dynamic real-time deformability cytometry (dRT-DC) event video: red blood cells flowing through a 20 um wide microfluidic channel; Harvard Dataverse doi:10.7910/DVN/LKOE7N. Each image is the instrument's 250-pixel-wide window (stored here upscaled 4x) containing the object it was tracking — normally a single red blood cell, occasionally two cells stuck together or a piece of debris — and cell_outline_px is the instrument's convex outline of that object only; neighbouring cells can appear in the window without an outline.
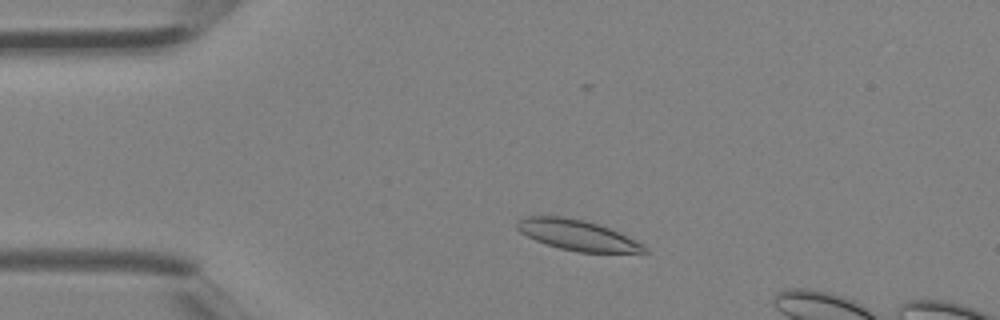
{"species": "Egyptian fruit bat (a non-hibernating species)", "species_latin": "Rousettus aegyptiacus", "temperature_condition": "room temperature", "stored_images_in_passage": 3, "camera_frame_rate_fps": 3000, "um_per_image_px": 0.085, "animal": {"sex": "female"}, "frame": {"image": 1, "passage_image": 1, "time_ms": 0.0, "image_size_px": [1000, 320], "cell_outline_px": [[648, 252], [580, 252], [560, 248], [536, 240], [520, 232], [516, 228], [516, 220], [528, 216], [564, 216], [584, 220], [600, 224], [636, 240], [644, 244]], "centroid_in_image_um": [49.06, 19.96], "position_along_channel_um": 35.9, "area_um2": 22.43}}